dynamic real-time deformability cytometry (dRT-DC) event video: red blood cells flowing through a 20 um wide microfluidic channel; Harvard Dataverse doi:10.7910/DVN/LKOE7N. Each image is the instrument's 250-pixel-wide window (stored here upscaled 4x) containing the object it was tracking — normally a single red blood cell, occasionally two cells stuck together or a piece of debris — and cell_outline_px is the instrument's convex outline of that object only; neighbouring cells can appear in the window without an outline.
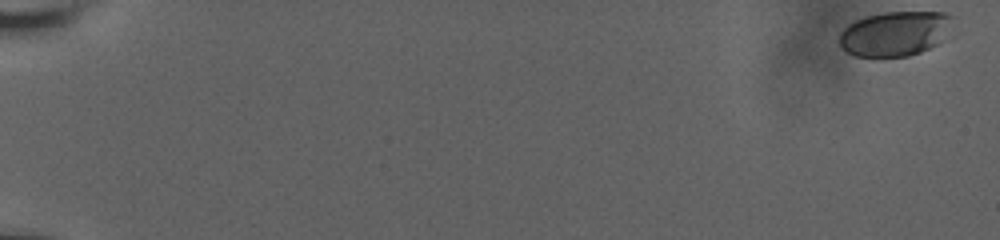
{"species": "human", "species_latin": "Homo sapiens", "temperature_condition": "room temperature", "stored_images_in_passage": 58, "camera_frame_rate_fps": 3000, "um_per_image_px": 0.085, "donor": {"sex": "male"}, "frame": {"image": 1, "passage_image": 1, "time_ms": 0.0, "image_size_px": [1000, 240], "cell_outline_px": [[956, 16], [944, 40], [920, 52], [908, 56], [876, 60], [856, 56], [840, 48], [840, 32], [844, 28], [856, 20], [868, 16], [884, 12], [944, 12]], "centroid_in_image_um": [76.08, 2.89], "position_along_channel_um": 8.9, "area_um2": 30.35}}
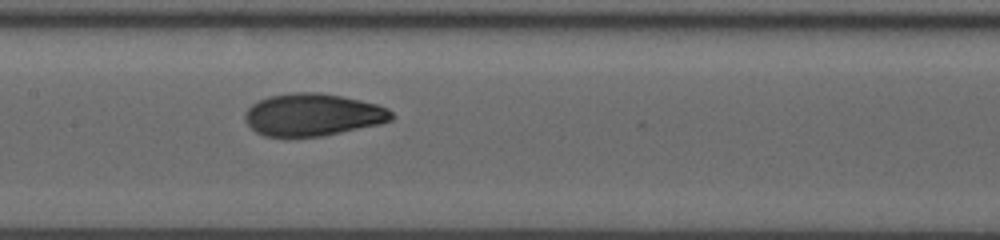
{"frame": {"image": 2, "passage_image": 32, "time_ms": 10.333, "image_size_px": [1000, 240], "cell_outline_px": [[396, 116], [392, 120], [380, 124], [320, 136], [264, 136], [256, 132], [248, 124], [244, 116], [244, 112], [252, 104], [268, 96], [292, 92], [320, 92], [360, 100], [376, 104], [388, 108]], "centroid_in_image_um": [26.59, 9.74], "position_along_channel_um": 180.8, "area_um2": 36.07}}
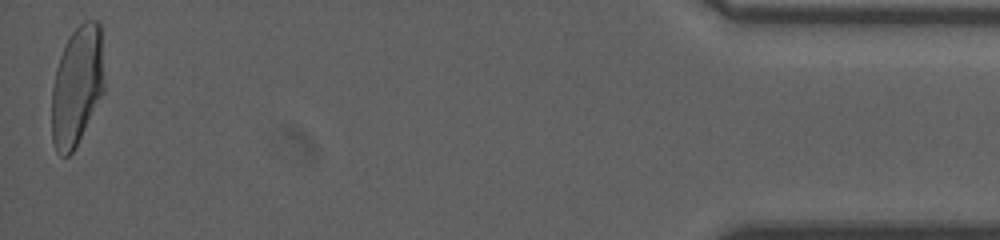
{"frame": {"image": 3, "passage_image": 58, "time_ms": 19.0, "image_size_px": [1000, 240], "cell_outline_px": [[104, 92], [72, 152], [68, 156], [60, 156], [56, 152], [52, 140], [52, 88], [56, 68], [60, 56], [68, 36], [84, 20], [100, 20], [104, 84]], "centroid_in_image_um": [6.54, 7.28], "position_along_channel_um": 428.7, "area_um2": 36.59}, "authors_computed_cell_mechanics": {"area_um2": 35.547, "velocity_mm_per_s": 3.786, "shape_relaxation_time_tau1_ms": 5.0491, "shape_relaxation_time_tau2_ms": 0.7907, "deformation_change_tau1": 0.1925, "deformation_change_tau2": 0.0547}}